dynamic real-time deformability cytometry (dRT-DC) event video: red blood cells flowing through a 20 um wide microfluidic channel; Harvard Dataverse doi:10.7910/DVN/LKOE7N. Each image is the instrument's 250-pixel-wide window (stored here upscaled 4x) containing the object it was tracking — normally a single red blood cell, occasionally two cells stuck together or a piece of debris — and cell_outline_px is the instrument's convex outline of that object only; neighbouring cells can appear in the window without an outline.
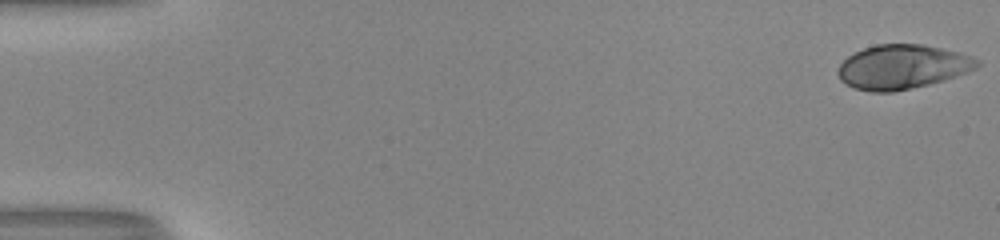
{"species": "human", "species_latin": "Homo sapiens", "temperature_condition": "room temperature", "stored_images_in_passage": 53, "camera_frame_rate_fps": 3000, "um_per_image_px": 0.085, "donor": {"sex": "male"}, "frame": {"image": 1, "passage_image": 1, "time_ms": 0.0, "image_size_px": [1000, 240], "cell_outline_px": [[980, 64], [976, 68], [944, 80], [912, 88], [892, 92], [872, 92], [856, 88], [840, 80], [836, 72], [840, 64], [848, 56], [864, 48], [876, 44], [924, 44], [956, 52], [980, 60]], "centroid_in_image_um": [76.66, 5.68], "position_along_channel_um": 8.3, "area_um2": 35.55}}
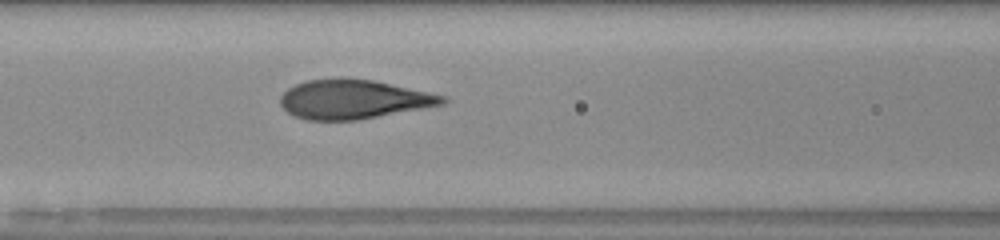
{"frame": {"image": 2, "passage_image": 24, "time_ms": 7.667, "image_size_px": [1000, 240], "cell_outline_px": [[448, 100], [444, 104], [356, 120], [308, 120], [296, 116], [288, 112], [280, 104], [280, 96], [288, 88], [304, 80], [372, 80], [448, 96]], "centroid_in_image_um": [30.05, 8.46], "position_along_channel_um": 136.5, "area_um2": 36.18}}
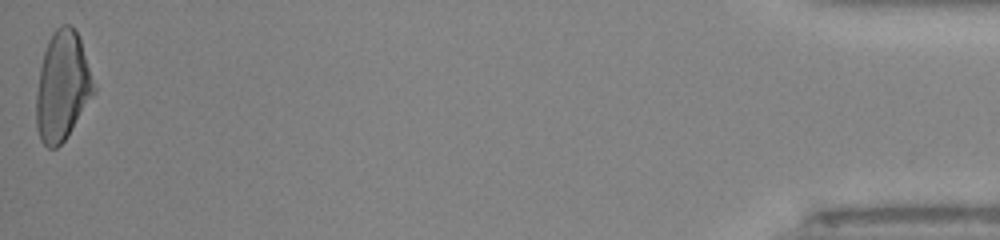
{"frame": {"image": 3, "passage_image": 53, "time_ms": 17.333, "image_size_px": [1000, 240], "cell_outline_px": [[96, 92], [68, 136], [56, 148], [48, 148], [40, 140], [36, 128], [36, 92], [40, 68], [44, 52], [48, 40], [52, 32], [60, 24], [72, 24], [76, 28], [96, 88]], "centroid_in_image_um": [5.3, 7.33], "position_along_channel_um": 429.9, "area_um2": 36.88}, "authors_computed_cell_mechanics": {"area_um2": 36.5874, "velocity_mm_per_s": 4.0264, "shape_relaxation_time_tau1_ms": 7.9467, "shape_relaxation_time_tau2_ms": null, "deformation_change_tau1": 0.2735, "deformation_change_tau2": null}}